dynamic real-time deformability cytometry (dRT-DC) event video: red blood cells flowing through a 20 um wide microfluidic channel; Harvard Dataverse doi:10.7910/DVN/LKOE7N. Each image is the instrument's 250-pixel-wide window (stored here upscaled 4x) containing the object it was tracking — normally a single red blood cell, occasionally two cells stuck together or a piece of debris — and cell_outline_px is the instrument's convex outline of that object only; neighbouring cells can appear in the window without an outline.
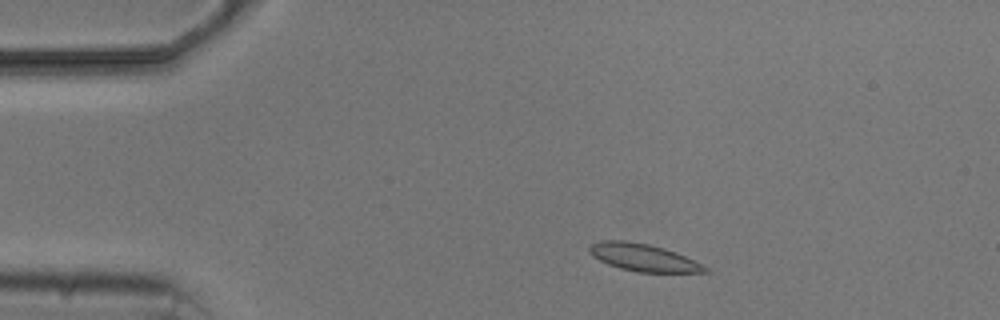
{"species": "common noctule bat (a hibernating species)", "species_latin": "Nyctalus noctula", "temperature_condition": "cold", "stored_images_in_passage": 3, "camera_frame_rate_fps": 3000, "um_per_image_px": 0.085, "animal": {"sex": "male", "body_mass_g": 20.5, "forearm_length_mm": 52.5}, "frame": {"image": 1, "passage_image": 2, "time_ms": 1.333, "image_size_px": [1000, 320], "cell_outline_px": [[712, 272], [636, 272], [620, 268], [608, 264], [592, 256], [588, 252], [588, 248], [592, 244], [600, 240], [624, 240], [648, 244], [664, 248], [676, 252], [708, 268]], "centroid_in_image_um": [54.64, 21.88], "position_along_channel_um": 30.4, "area_um2": 18.32}}